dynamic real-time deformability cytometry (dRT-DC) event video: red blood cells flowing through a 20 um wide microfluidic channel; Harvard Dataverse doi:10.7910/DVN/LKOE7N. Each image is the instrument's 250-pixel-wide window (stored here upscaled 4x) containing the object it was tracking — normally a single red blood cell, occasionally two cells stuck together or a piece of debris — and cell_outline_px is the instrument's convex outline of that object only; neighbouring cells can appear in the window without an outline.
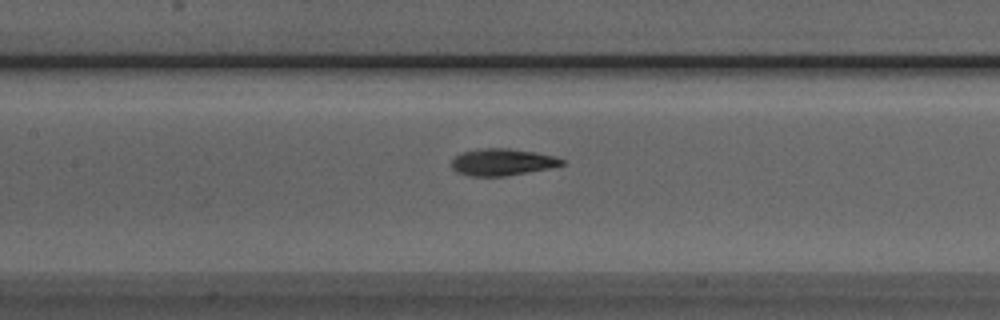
{"species": "Egyptian fruit bat (a non-hibernating species)", "species_latin": "Rousettus aegyptiacus", "temperature_condition": "room temperature", "stored_images_in_passage": 42, "camera_frame_rate_fps": 3000, "um_per_image_px": 0.085, "animal": {"sex": "male"}, "frame": {"image": 1, "passage_image": 24, "time_ms": 7.667, "image_size_px": [1000, 320], "cell_outline_px": [[564, 164], [548, 168], [504, 176], [472, 176], [456, 172], [452, 168], [452, 160], [456, 156], [464, 152], [480, 148], [508, 148], [536, 152], [552, 156], [564, 160]], "centroid_in_image_um": [42.66, 13.77], "position_along_channel_um": 164.7, "area_um2": 16.99}}
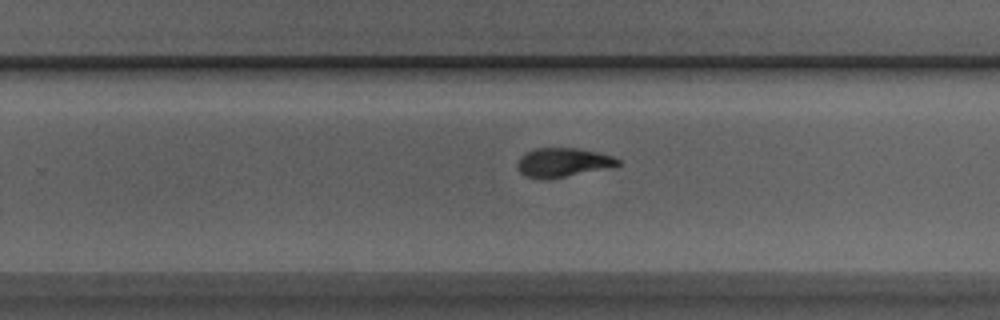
{"frame": {"image": 2, "passage_image": 33, "time_ms": 10.667, "image_size_px": [1000, 320], "cell_outline_px": [[620, 164], [616, 168], [548, 180], [544, 180], [524, 176], [516, 168], [516, 164], [520, 156], [536, 148], [576, 148], [600, 152], [612, 156], [620, 160]], "centroid_in_image_um": [47.89, 13.84], "position_along_channel_um": 281.9, "area_um2": 17.69}}
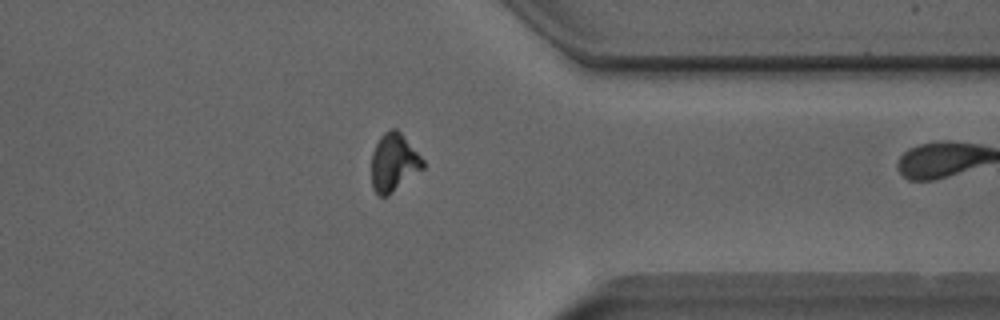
{"frame": {"image": 3, "passage_image": 41, "time_ms": 13.333, "image_size_px": [1000, 320], "cell_outline_px": [[424, 168], [388, 196], [380, 196], [372, 188], [372, 152], [380, 136], [388, 128], [396, 128], [400, 132], [424, 160]], "centroid_in_image_um": [33.46, 13.81], "position_along_channel_um": 377.9, "area_um2": 17.34}}